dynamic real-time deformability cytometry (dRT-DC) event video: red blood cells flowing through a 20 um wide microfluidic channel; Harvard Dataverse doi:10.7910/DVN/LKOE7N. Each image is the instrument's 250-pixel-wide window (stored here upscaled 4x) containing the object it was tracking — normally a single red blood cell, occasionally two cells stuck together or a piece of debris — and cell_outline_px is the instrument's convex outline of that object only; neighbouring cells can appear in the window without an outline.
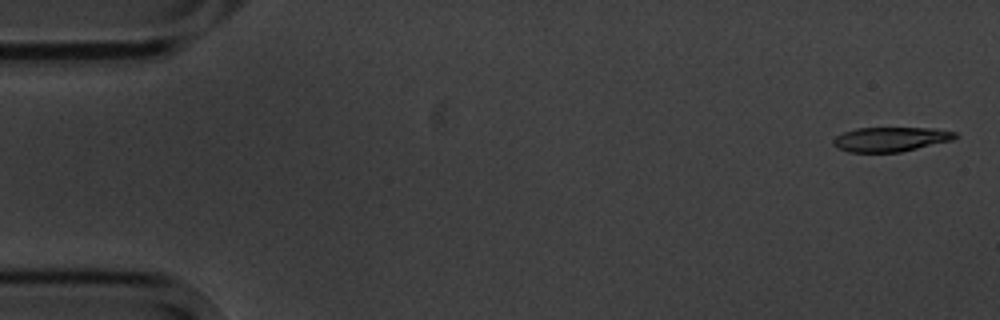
{"species": "common noctule bat (a hibernating species)", "species_latin": "Nyctalus noctula", "temperature_condition": "cold", "stored_images_in_passage": 5, "camera_frame_rate_fps": 3000, "um_per_image_px": 0.085, "animal": {"sex": "male", "body_mass_g": 20.1, "forearm_length_mm": 53.5}, "frame": {"image": 1, "passage_image": 1, "time_ms": 0.0, "image_size_px": [1000, 320], "cell_outline_px": [[956, 136], [952, 140], [900, 152], [848, 152], [836, 148], [832, 144], [832, 140], [836, 136], [844, 132], [856, 128], [936, 128], [956, 132]], "centroid_in_image_um": [75.66, 11.83], "position_along_channel_um": 9.3, "area_um2": 17.4}}
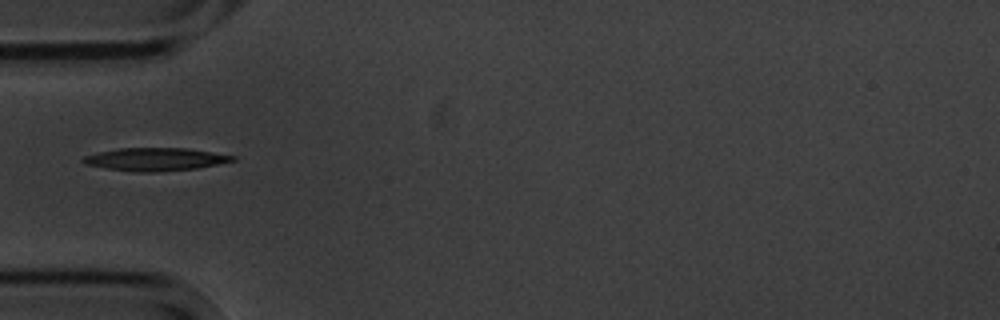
{"frame": {"image": 2, "passage_image": 5, "time_ms": 5.333, "image_size_px": [1000, 320], "cell_outline_px": [[236, 160], [196, 168], [152, 172], [136, 172], [108, 168], [84, 164], [80, 160], [84, 156], [100, 152], [120, 148], [188, 148], [236, 156]], "centroid_in_image_um": [13.19, 13.53], "position_along_channel_um": 71.8, "area_um2": 19.71}}